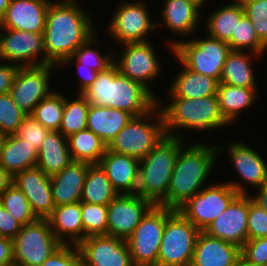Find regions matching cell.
<instances>
[{"label":"cell","instance_id":"24","mask_svg":"<svg viewBox=\"0 0 267 266\" xmlns=\"http://www.w3.org/2000/svg\"><path fill=\"white\" fill-rule=\"evenodd\" d=\"M91 163L72 161L66 168L50 177L55 207L80 202L82 187Z\"/></svg>","mask_w":267,"mask_h":266},{"label":"cell","instance_id":"54","mask_svg":"<svg viewBox=\"0 0 267 266\" xmlns=\"http://www.w3.org/2000/svg\"><path fill=\"white\" fill-rule=\"evenodd\" d=\"M11 0H0V22L5 15L6 9L8 8Z\"/></svg>","mask_w":267,"mask_h":266},{"label":"cell","instance_id":"38","mask_svg":"<svg viewBox=\"0 0 267 266\" xmlns=\"http://www.w3.org/2000/svg\"><path fill=\"white\" fill-rule=\"evenodd\" d=\"M64 106L65 96L54 90L35 106L31 115L46 129L59 131Z\"/></svg>","mask_w":267,"mask_h":266},{"label":"cell","instance_id":"11","mask_svg":"<svg viewBox=\"0 0 267 266\" xmlns=\"http://www.w3.org/2000/svg\"><path fill=\"white\" fill-rule=\"evenodd\" d=\"M147 5L143 1L137 0L121 2L115 9L106 29L113 38L112 40L118 42L119 45L150 40L149 33L157 30L161 24L153 23Z\"/></svg>","mask_w":267,"mask_h":266},{"label":"cell","instance_id":"9","mask_svg":"<svg viewBox=\"0 0 267 266\" xmlns=\"http://www.w3.org/2000/svg\"><path fill=\"white\" fill-rule=\"evenodd\" d=\"M199 230L178 210L165 222L158 253V266H190Z\"/></svg>","mask_w":267,"mask_h":266},{"label":"cell","instance_id":"16","mask_svg":"<svg viewBox=\"0 0 267 266\" xmlns=\"http://www.w3.org/2000/svg\"><path fill=\"white\" fill-rule=\"evenodd\" d=\"M124 47L119 58H114V63L118 66L119 72L123 76L141 83L153 95V91L148 86L149 81L159 77L162 69L156 51L151 44V40L147 42L125 43L120 47Z\"/></svg>","mask_w":267,"mask_h":266},{"label":"cell","instance_id":"58","mask_svg":"<svg viewBox=\"0 0 267 266\" xmlns=\"http://www.w3.org/2000/svg\"><path fill=\"white\" fill-rule=\"evenodd\" d=\"M231 4H237V5H244L245 3L252 1V0H231Z\"/></svg>","mask_w":267,"mask_h":266},{"label":"cell","instance_id":"41","mask_svg":"<svg viewBox=\"0 0 267 266\" xmlns=\"http://www.w3.org/2000/svg\"><path fill=\"white\" fill-rule=\"evenodd\" d=\"M81 220L84 239L89 236L107 235V206L81 202Z\"/></svg>","mask_w":267,"mask_h":266},{"label":"cell","instance_id":"49","mask_svg":"<svg viewBox=\"0 0 267 266\" xmlns=\"http://www.w3.org/2000/svg\"><path fill=\"white\" fill-rule=\"evenodd\" d=\"M20 67L6 62L0 63V95L9 93L16 73Z\"/></svg>","mask_w":267,"mask_h":266},{"label":"cell","instance_id":"26","mask_svg":"<svg viewBox=\"0 0 267 266\" xmlns=\"http://www.w3.org/2000/svg\"><path fill=\"white\" fill-rule=\"evenodd\" d=\"M162 20L166 29L173 34L192 36L199 29V18L203 12L196 4L188 0H164ZM202 10V11H200Z\"/></svg>","mask_w":267,"mask_h":266},{"label":"cell","instance_id":"25","mask_svg":"<svg viewBox=\"0 0 267 266\" xmlns=\"http://www.w3.org/2000/svg\"><path fill=\"white\" fill-rule=\"evenodd\" d=\"M47 220L56 239L61 244L78 245L84 240L81 202L56 206Z\"/></svg>","mask_w":267,"mask_h":266},{"label":"cell","instance_id":"13","mask_svg":"<svg viewBox=\"0 0 267 266\" xmlns=\"http://www.w3.org/2000/svg\"><path fill=\"white\" fill-rule=\"evenodd\" d=\"M55 68L58 66L47 64L18 69L9 94L21 111L31 115L35 106L54 91L49 78Z\"/></svg>","mask_w":267,"mask_h":266},{"label":"cell","instance_id":"15","mask_svg":"<svg viewBox=\"0 0 267 266\" xmlns=\"http://www.w3.org/2000/svg\"><path fill=\"white\" fill-rule=\"evenodd\" d=\"M154 205L138 194H118L107 205V235L126 240Z\"/></svg>","mask_w":267,"mask_h":266},{"label":"cell","instance_id":"8","mask_svg":"<svg viewBox=\"0 0 267 266\" xmlns=\"http://www.w3.org/2000/svg\"><path fill=\"white\" fill-rule=\"evenodd\" d=\"M174 211L154 205L126 239L134 266H158V253L165 222Z\"/></svg>","mask_w":267,"mask_h":266},{"label":"cell","instance_id":"44","mask_svg":"<svg viewBox=\"0 0 267 266\" xmlns=\"http://www.w3.org/2000/svg\"><path fill=\"white\" fill-rule=\"evenodd\" d=\"M248 239L267 237V211L249 193Z\"/></svg>","mask_w":267,"mask_h":266},{"label":"cell","instance_id":"17","mask_svg":"<svg viewBox=\"0 0 267 266\" xmlns=\"http://www.w3.org/2000/svg\"><path fill=\"white\" fill-rule=\"evenodd\" d=\"M227 145L224 149H226L227 155L229 154L228 158H230L234 171L241 179V182L228 181L231 187L239 194H248L249 190L245 189L244 183L257 189L267 182V162L260 153L241 141H232Z\"/></svg>","mask_w":267,"mask_h":266},{"label":"cell","instance_id":"59","mask_svg":"<svg viewBox=\"0 0 267 266\" xmlns=\"http://www.w3.org/2000/svg\"><path fill=\"white\" fill-rule=\"evenodd\" d=\"M56 3H78L76 0H56Z\"/></svg>","mask_w":267,"mask_h":266},{"label":"cell","instance_id":"28","mask_svg":"<svg viewBox=\"0 0 267 266\" xmlns=\"http://www.w3.org/2000/svg\"><path fill=\"white\" fill-rule=\"evenodd\" d=\"M182 69L168 88V97L197 99L217 95L219 81L192 71L180 61Z\"/></svg>","mask_w":267,"mask_h":266},{"label":"cell","instance_id":"10","mask_svg":"<svg viewBox=\"0 0 267 266\" xmlns=\"http://www.w3.org/2000/svg\"><path fill=\"white\" fill-rule=\"evenodd\" d=\"M61 245L47 219L22 225L13 238L14 266H40Z\"/></svg>","mask_w":267,"mask_h":266},{"label":"cell","instance_id":"33","mask_svg":"<svg viewBox=\"0 0 267 266\" xmlns=\"http://www.w3.org/2000/svg\"><path fill=\"white\" fill-rule=\"evenodd\" d=\"M243 5L228 3L205 17V32L220 41L229 42L237 23L244 16Z\"/></svg>","mask_w":267,"mask_h":266},{"label":"cell","instance_id":"42","mask_svg":"<svg viewBox=\"0 0 267 266\" xmlns=\"http://www.w3.org/2000/svg\"><path fill=\"white\" fill-rule=\"evenodd\" d=\"M26 116L9 93L0 95V132L5 135L15 134Z\"/></svg>","mask_w":267,"mask_h":266},{"label":"cell","instance_id":"30","mask_svg":"<svg viewBox=\"0 0 267 266\" xmlns=\"http://www.w3.org/2000/svg\"><path fill=\"white\" fill-rule=\"evenodd\" d=\"M38 151L15 134L7 135L0 153V166L14 176L37 165Z\"/></svg>","mask_w":267,"mask_h":266},{"label":"cell","instance_id":"40","mask_svg":"<svg viewBox=\"0 0 267 266\" xmlns=\"http://www.w3.org/2000/svg\"><path fill=\"white\" fill-rule=\"evenodd\" d=\"M232 51H249L264 56L267 48L256 35L253 23L244 15L228 42Z\"/></svg>","mask_w":267,"mask_h":266},{"label":"cell","instance_id":"21","mask_svg":"<svg viewBox=\"0 0 267 266\" xmlns=\"http://www.w3.org/2000/svg\"><path fill=\"white\" fill-rule=\"evenodd\" d=\"M51 0H11L1 28L43 33Z\"/></svg>","mask_w":267,"mask_h":266},{"label":"cell","instance_id":"35","mask_svg":"<svg viewBox=\"0 0 267 266\" xmlns=\"http://www.w3.org/2000/svg\"><path fill=\"white\" fill-rule=\"evenodd\" d=\"M67 142L73 161L98 164L107 149V145L87 128L69 135Z\"/></svg>","mask_w":267,"mask_h":266},{"label":"cell","instance_id":"39","mask_svg":"<svg viewBox=\"0 0 267 266\" xmlns=\"http://www.w3.org/2000/svg\"><path fill=\"white\" fill-rule=\"evenodd\" d=\"M0 203L22 225L32 223L38 219L33 213L26 196L14 184L2 193Z\"/></svg>","mask_w":267,"mask_h":266},{"label":"cell","instance_id":"48","mask_svg":"<svg viewBox=\"0 0 267 266\" xmlns=\"http://www.w3.org/2000/svg\"><path fill=\"white\" fill-rule=\"evenodd\" d=\"M22 224L6 211L0 203V235L13 239L21 230Z\"/></svg>","mask_w":267,"mask_h":266},{"label":"cell","instance_id":"7","mask_svg":"<svg viewBox=\"0 0 267 266\" xmlns=\"http://www.w3.org/2000/svg\"><path fill=\"white\" fill-rule=\"evenodd\" d=\"M206 35L193 40L173 39L168 47L185 67L220 81L223 64L232 50L227 42Z\"/></svg>","mask_w":267,"mask_h":266},{"label":"cell","instance_id":"55","mask_svg":"<svg viewBox=\"0 0 267 266\" xmlns=\"http://www.w3.org/2000/svg\"><path fill=\"white\" fill-rule=\"evenodd\" d=\"M234 266H257L255 264L249 263L246 259H244L242 256H240Z\"/></svg>","mask_w":267,"mask_h":266},{"label":"cell","instance_id":"14","mask_svg":"<svg viewBox=\"0 0 267 266\" xmlns=\"http://www.w3.org/2000/svg\"><path fill=\"white\" fill-rule=\"evenodd\" d=\"M0 30L3 32L0 34V62H9L19 67L46 65L43 33Z\"/></svg>","mask_w":267,"mask_h":266},{"label":"cell","instance_id":"20","mask_svg":"<svg viewBox=\"0 0 267 266\" xmlns=\"http://www.w3.org/2000/svg\"><path fill=\"white\" fill-rule=\"evenodd\" d=\"M13 184L26 196L38 219H47L55 208L50 176L39 167L28 168L13 176Z\"/></svg>","mask_w":267,"mask_h":266},{"label":"cell","instance_id":"12","mask_svg":"<svg viewBox=\"0 0 267 266\" xmlns=\"http://www.w3.org/2000/svg\"><path fill=\"white\" fill-rule=\"evenodd\" d=\"M238 195L228 182H216L205 186L177 210L199 231H205Z\"/></svg>","mask_w":267,"mask_h":266},{"label":"cell","instance_id":"34","mask_svg":"<svg viewBox=\"0 0 267 266\" xmlns=\"http://www.w3.org/2000/svg\"><path fill=\"white\" fill-rule=\"evenodd\" d=\"M118 192L99 164H91L86 173L80 202L107 206Z\"/></svg>","mask_w":267,"mask_h":266},{"label":"cell","instance_id":"50","mask_svg":"<svg viewBox=\"0 0 267 266\" xmlns=\"http://www.w3.org/2000/svg\"><path fill=\"white\" fill-rule=\"evenodd\" d=\"M13 239L0 237V266H14Z\"/></svg>","mask_w":267,"mask_h":266},{"label":"cell","instance_id":"37","mask_svg":"<svg viewBox=\"0 0 267 266\" xmlns=\"http://www.w3.org/2000/svg\"><path fill=\"white\" fill-rule=\"evenodd\" d=\"M89 107L90 103L80 93H78L76 99L72 100H69L66 96L59 132L68 137L86 129Z\"/></svg>","mask_w":267,"mask_h":266},{"label":"cell","instance_id":"29","mask_svg":"<svg viewBox=\"0 0 267 266\" xmlns=\"http://www.w3.org/2000/svg\"><path fill=\"white\" fill-rule=\"evenodd\" d=\"M73 161L67 137L59 131H50L38 151L37 167L48 176H53Z\"/></svg>","mask_w":267,"mask_h":266},{"label":"cell","instance_id":"52","mask_svg":"<svg viewBox=\"0 0 267 266\" xmlns=\"http://www.w3.org/2000/svg\"><path fill=\"white\" fill-rule=\"evenodd\" d=\"M13 184V176L0 166V196Z\"/></svg>","mask_w":267,"mask_h":266},{"label":"cell","instance_id":"53","mask_svg":"<svg viewBox=\"0 0 267 266\" xmlns=\"http://www.w3.org/2000/svg\"><path fill=\"white\" fill-rule=\"evenodd\" d=\"M257 192L258 193L251 196L267 211V182L257 188Z\"/></svg>","mask_w":267,"mask_h":266},{"label":"cell","instance_id":"4","mask_svg":"<svg viewBox=\"0 0 267 266\" xmlns=\"http://www.w3.org/2000/svg\"><path fill=\"white\" fill-rule=\"evenodd\" d=\"M168 99L171 100L165 107L158 100L167 136L184 138L183 131L209 132L214 129L217 131V128L230 125L220 111L217 95L197 99L180 97H168Z\"/></svg>","mask_w":267,"mask_h":266},{"label":"cell","instance_id":"56","mask_svg":"<svg viewBox=\"0 0 267 266\" xmlns=\"http://www.w3.org/2000/svg\"><path fill=\"white\" fill-rule=\"evenodd\" d=\"M190 2H193L194 4H196L200 9L203 8L205 6L206 1L207 0H188Z\"/></svg>","mask_w":267,"mask_h":266},{"label":"cell","instance_id":"27","mask_svg":"<svg viewBox=\"0 0 267 266\" xmlns=\"http://www.w3.org/2000/svg\"><path fill=\"white\" fill-rule=\"evenodd\" d=\"M133 117L132 114L124 110L90 104L87 129L108 146Z\"/></svg>","mask_w":267,"mask_h":266},{"label":"cell","instance_id":"46","mask_svg":"<svg viewBox=\"0 0 267 266\" xmlns=\"http://www.w3.org/2000/svg\"><path fill=\"white\" fill-rule=\"evenodd\" d=\"M40 266H82L77 245L62 244Z\"/></svg>","mask_w":267,"mask_h":266},{"label":"cell","instance_id":"23","mask_svg":"<svg viewBox=\"0 0 267 266\" xmlns=\"http://www.w3.org/2000/svg\"><path fill=\"white\" fill-rule=\"evenodd\" d=\"M240 256V247L200 231L190 266H234Z\"/></svg>","mask_w":267,"mask_h":266},{"label":"cell","instance_id":"5","mask_svg":"<svg viewBox=\"0 0 267 266\" xmlns=\"http://www.w3.org/2000/svg\"><path fill=\"white\" fill-rule=\"evenodd\" d=\"M183 138L165 136L139 163L137 194L161 205L167 199L172 173Z\"/></svg>","mask_w":267,"mask_h":266},{"label":"cell","instance_id":"45","mask_svg":"<svg viewBox=\"0 0 267 266\" xmlns=\"http://www.w3.org/2000/svg\"><path fill=\"white\" fill-rule=\"evenodd\" d=\"M50 130L40 124L32 115H27L18 127L15 135L26 140L29 145L39 151L43 140Z\"/></svg>","mask_w":267,"mask_h":266},{"label":"cell","instance_id":"1","mask_svg":"<svg viewBox=\"0 0 267 266\" xmlns=\"http://www.w3.org/2000/svg\"><path fill=\"white\" fill-rule=\"evenodd\" d=\"M93 22L90 14L79 3L51 1L43 32L46 65L59 66L97 33Z\"/></svg>","mask_w":267,"mask_h":266},{"label":"cell","instance_id":"36","mask_svg":"<svg viewBox=\"0 0 267 266\" xmlns=\"http://www.w3.org/2000/svg\"><path fill=\"white\" fill-rule=\"evenodd\" d=\"M98 34L92 35L83 45L79 46L75 52L66 58L58 67L70 66L73 62L76 64H81V67H91L96 72H102L110 67L114 63L113 54H103L100 52V47L94 48L93 46L97 44ZM96 42V43H95ZM73 61V62H72Z\"/></svg>","mask_w":267,"mask_h":266},{"label":"cell","instance_id":"6","mask_svg":"<svg viewBox=\"0 0 267 266\" xmlns=\"http://www.w3.org/2000/svg\"><path fill=\"white\" fill-rule=\"evenodd\" d=\"M160 109L157 104L146 114L133 117L107 148L119 154L143 159L166 136L164 116Z\"/></svg>","mask_w":267,"mask_h":266},{"label":"cell","instance_id":"22","mask_svg":"<svg viewBox=\"0 0 267 266\" xmlns=\"http://www.w3.org/2000/svg\"><path fill=\"white\" fill-rule=\"evenodd\" d=\"M140 160L106 149L98 163L118 194H137Z\"/></svg>","mask_w":267,"mask_h":266},{"label":"cell","instance_id":"57","mask_svg":"<svg viewBox=\"0 0 267 266\" xmlns=\"http://www.w3.org/2000/svg\"><path fill=\"white\" fill-rule=\"evenodd\" d=\"M7 135L3 134L2 132H0V153L2 151L5 139H6Z\"/></svg>","mask_w":267,"mask_h":266},{"label":"cell","instance_id":"43","mask_svg":"<svg viewBox=\"0 0 267 266\" xmlns=\"http://www.w3.org/2000/svg\"><path fill=\"white\" fill-rule=\"evenodd\" d=\"M244 14L253 23L256 35L267 48V0H252L243 5Z\"/></svg>","mask_w":267,"mask_h":266},{"label":"cell","instance_id":"47","mask_svg":"<svg viewBox=\"0 0 267 266\" xmlns=\"http://www.w3.org/2000/svg\"><path fill=\"white\" fill-rule=\"evenodd\" d=\"M241 256L249 263L267 266V237L248 239L241 248Z\"/></svg>","mask_w":267,"mask_h":266},{"label":"cell","instance_id":"3","mask_svg":"<svg viewBox=\"0 0 267 266\" xmlns=\"http://www.w3.org/2000/svg\"><path fill=\"white\" fill-rule=\"evenodd\" d=\"M94 106H105L124 110L139 117L158 104L154 96L141 83L123 76L113 63L97 74L91 86L81 93Z\"/></svg>","mask_w":267,"mask_h":266},{"label":"cell","instance_id":"2","mask_svg":"<svg viewBox=\"0 0 267 266\" xmlns=\"http://www.w3.org/2000/svg\"><path fill=\"white\" fill-rule=\"evenodd\" d=\"M221 146L206 145L200 141L186 144L180 149L172 173L167 199L163 207L177 210L187 200L201 191L215 162Z\"/></svg>","mask_w":267,"mask_h":266},{"label":"cell","instance_id":"31","mask_svg":"<svg viewBox=\"0 0 267 266\" xmlns=\"http://www.w3.org/2000/svg\"><path fill=\"white\" fill-rule=\"evenodd\" d=\"M263 57L249 51H231L223 64L219 83L239 87L257 88L255 71L252 68L251 57ZM251 63V64H250Z\"/></svg>","mask_w":267,"mask_h":266},{"label":"cell","instance_id":"18","mask_svg":"<svg viewBox=\"0 0 267 266\" xmlns=\"http://www.w3.org/2000/svg\"><path fill=\"white\" fill-rule=\"evenodd\" d=\"M77 247L82 266H134L127 241L121 238L89 236Z\"/></svg>","mask_w":267,"mask_h":266},{"label":"cell","instance_id":"32","mask_svg":"<svg viewBox=\"0 0 267 266\" xmlns=\"http://www.w3.org/2000/svg\"><path fill=\"white\" fill-rule=\"evenodd\" d=\"M256 89L219 83L217 98L220 111L230 125L238 120L242 111L251 108L256 102Z\"/></svg>","mask_w":267,"mask_h":266},{"label":"cell","instance_id":"51","mask_svg":"<svg viewBox=\"0 0 267 266\" xmlns=\"http://www.w3.org/2000/svg\"><path fill=\"white\" fill-rule=\"evenodd\" d=\"M78 73L80 75V81H79V93L81 94L83 91H85L89 86L93 84V82L96 80L98 72L94 71L91 67H81V64H76ZM85 72V73H84Z\"/></svg>","mask_w":267,"mask_h":266},{"label":"cell","instance_id":"19","mask_svg":"<svg viewBox=\"0 0 267 266\" xmlns=\"http://www.w3.org/2000/svg\"><path fill=\"white\" fill-rule=\"evenodd\" d=\"M248 211L249 194H239L204 232L242 248L248 240Z\"/></svg>","mask_w":267,"mask_h":266}]
</instances>
